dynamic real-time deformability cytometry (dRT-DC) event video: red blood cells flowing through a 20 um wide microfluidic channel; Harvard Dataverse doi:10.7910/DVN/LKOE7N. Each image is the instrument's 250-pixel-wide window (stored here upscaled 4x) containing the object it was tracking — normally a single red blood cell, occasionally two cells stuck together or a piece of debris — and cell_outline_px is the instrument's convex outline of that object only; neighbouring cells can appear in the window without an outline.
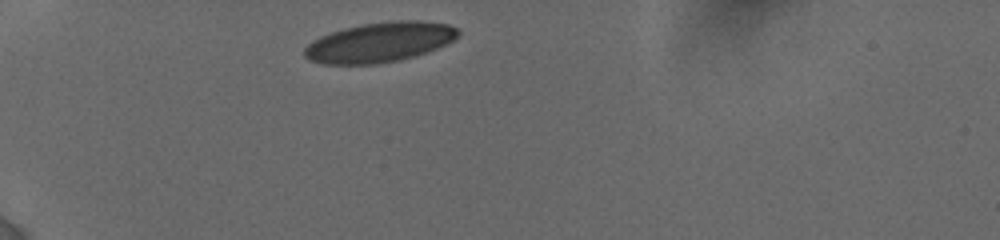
{"species": "human", "species_latin": "Homo sapiens", "temperature_condition": "cold", "stored_images_in_passage": 30, "camera_frame_rate_fps": 3000, "um_per_image_px": 0.085, "donor": {"sex": "female"}, "frame": {"image": 1, "passage_image": 1, "time_ms": 0.0, "image_size_px": [1000, 240], "cell_outline_px": [[460, 36], [428, 52], [416, 56], [400, 60], [380, 64], [324, 64], [308, 60], [304, 56], [304, 48], [312, 40], [320, 36], [344, 28], [364, 24], [396, 20], [420, 20], [448, 24], [456, 28], [460, 32]], "centroid_in_image_um": [32.26, 3.6], "position_along_channel_um": 52.7, "area_um2": 35.84}}
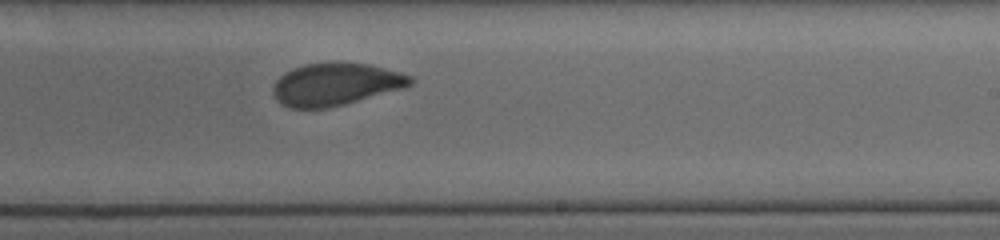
{"frame": {"image": 2, "passage_image": 17, "time_ms": 6.333, "image_size_px": [1000, 240], "cell_outline_px": [[416, 80], [412, 84], [404, 88], [344, 104], [328, 108], [292, 108], [276, 100], [272, 92], [272, 88], [276, 80], [284, 72], [292, 68], [304, 64], [336, 60], [372, 64], [400, 72], [412, 76]], "centroid_in_image_um": [28.54, 7.12], "position_along_channel_um": 260.5, "area_um2": 34.62}}
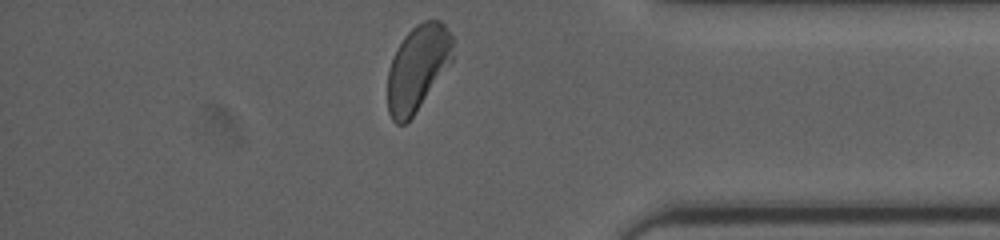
{"frame": {"image": 3, "passage_image": 30, "time_ms": 10.333, "image_size_px": [1000, 240], "cell_outline_px": [[456, 40], [452, 60], [412, 116], [404, 124], [396, 124], [392, 120], [388, 112], [388, 68], [396, 48], [404, 36], [416, 24], [424, 20], [440, 20], [444, 24]], "centroid_in_image_um": [35.51, 5.72], "position_along_channel_um": 399.7, "area_um2": 32.48}, "authors_computed_cell_mechanics": {"area_um2": 35.2291, "velocity_mm_per_s": 3.8059, "shape_relaxation_time_tau1_ms": 3.5794, "shape_relaxation_time_tau2_ms": 0.9164, "deformation_change_tau1": 0.127, "deformation_change_tau2": 0.0464}}